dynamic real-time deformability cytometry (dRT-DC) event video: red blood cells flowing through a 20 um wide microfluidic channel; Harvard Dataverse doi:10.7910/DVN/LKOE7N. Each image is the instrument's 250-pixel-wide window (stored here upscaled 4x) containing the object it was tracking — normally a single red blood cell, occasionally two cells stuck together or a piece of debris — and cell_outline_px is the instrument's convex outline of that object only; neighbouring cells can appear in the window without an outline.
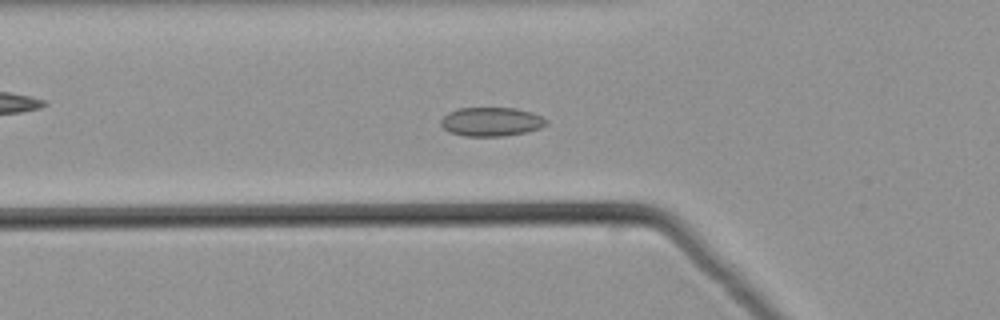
{"species": "common noctule bat (a hibernating species)", "species_latin": "Nyctalus noctula", "temperature_condition": "warm", "stored_images_in_passage": 51, "camera_frame_rate_fps": 3000, "um_per_image_px": 0.085, "animal": {"sex": "male", "body_mass_g": 21.5, "forearm_length_mm": 52.0}, "frame": {"image": 1, "passage_image": 18, "time_ms": 5.667, "image_size_px": [1000, 320], "cell_outline_px": [[548, 124], [540, 128], [524, 132], [504, 136], [464, 136], [448, 132], [440, 124], [440, 120], [448, 112], [460, 108], [516, 108], [532, 112], [548, 120]], "centroid_in_image_um": [41.75, 10.34], "position_along_channel_um": 84.1, "area_um2": 17.8}}
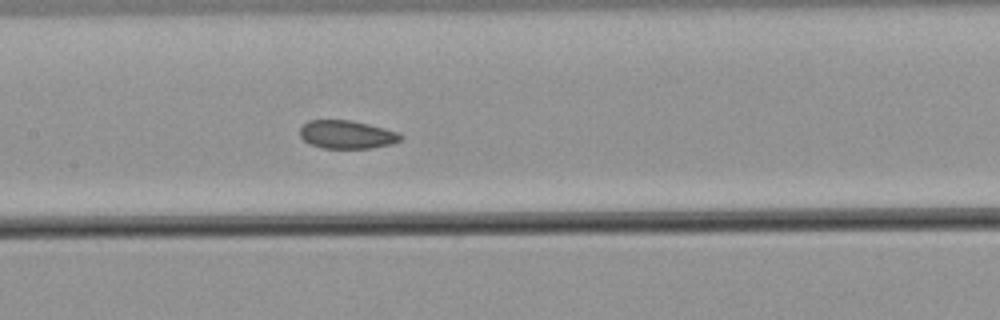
{"frame": {"image": 2, "passage_image": 25, "time_ms": 8.0, "image_size_px": [1000, 320], "cell_outline_px": [[404, 136], [400, 140], [392, 144], [372, 148], [320, 148], [308, 144], [300, 136], [300, 128], [308, 120], [352, 120], [400, 132]], "centroid_in_image_um": [29.49, 11.44], "position_along_channel_um": 177.9, "area_um2": 16.76}}
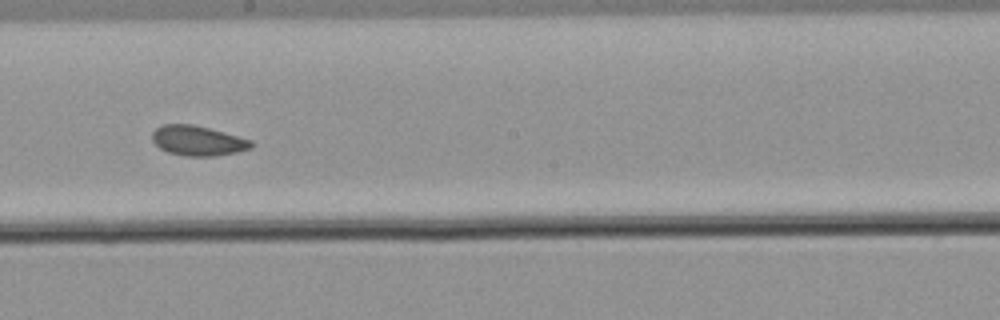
{"frame": {"image": 3, "passage_image": 29, "time_ms": 9.333, "image_size_px": [1000, 320], "cell_outline_px": [[252, 148], [236, 152], [216, 156], [184, 156], [168, 152], [160, 148], [152, 140], [152, 132], [156, 128], [164, 124], [192, 124], [224, 132], [252, 140]], "centroid_in_image_um": [16.81, 11.96], "position_along_channel_um": 231.4, "area_um2": 17.22}}